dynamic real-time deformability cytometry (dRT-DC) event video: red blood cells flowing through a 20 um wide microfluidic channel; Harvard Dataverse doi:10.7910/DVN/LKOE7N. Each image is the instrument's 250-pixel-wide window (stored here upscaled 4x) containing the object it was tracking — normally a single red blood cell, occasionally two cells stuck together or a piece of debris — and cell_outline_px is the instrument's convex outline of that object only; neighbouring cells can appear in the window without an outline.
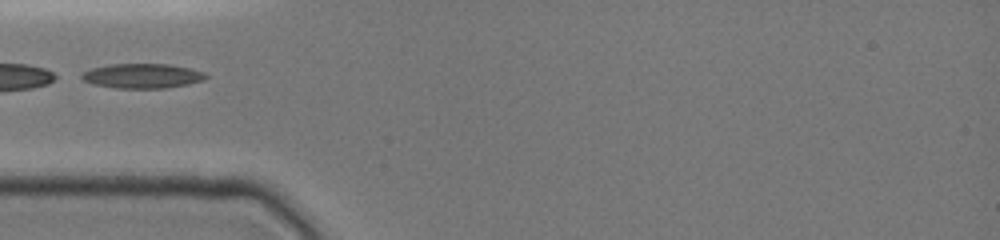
{"species": "common noctule bat (a hibernating species)", "species_latin": "Nyctalus noctula", "temperature_condition": "cold", "stored_images_in_passage": 9, "segment_of_instrument_passage": [2, 2], "camera_frame_rate_fps": 3000, "um_per_image_px": 0.085, "animal": {"sex": "female", "body_mass_g": 19.0, "forearm_length_mm": 51.5}, "frame": {"image": 1, "passage_image": 6, "time_ms": 3.0, "image_size_px": [1000, 240], "cell_outline_px": [[208, 76], [204, 80], [188, 84], [164, 88], [116, 88], [92, 84], [84, 80], [80, 76], [84, 72], [92, 68], [112, 64], [168, 64], [188, 68], [204, 72]], "centroid_in_image_um": [12.1, 6.45], "position_along_channel_um": 72.9, "area_um2": 17.69}}
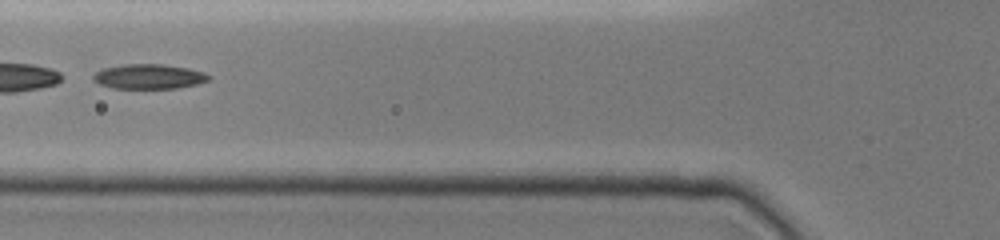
{"frame": {"image": 2, "passage_image": 8, "time_ms": 4.0, "image_size_px": [1000, 240], "cell_outline_px": [[212, 76], [208, 80], [196, 84], [176, 88], [112, 88], [100, 84], [92, 80], [92, 76], [96, 72], [104, 68], [124, 64], [164, 64], [188, 68], [204, 72]], "centroid_in_image_um": [12.65, 6.5], "position_along_channel_um": 113.1, "area_um2": 16.65}}